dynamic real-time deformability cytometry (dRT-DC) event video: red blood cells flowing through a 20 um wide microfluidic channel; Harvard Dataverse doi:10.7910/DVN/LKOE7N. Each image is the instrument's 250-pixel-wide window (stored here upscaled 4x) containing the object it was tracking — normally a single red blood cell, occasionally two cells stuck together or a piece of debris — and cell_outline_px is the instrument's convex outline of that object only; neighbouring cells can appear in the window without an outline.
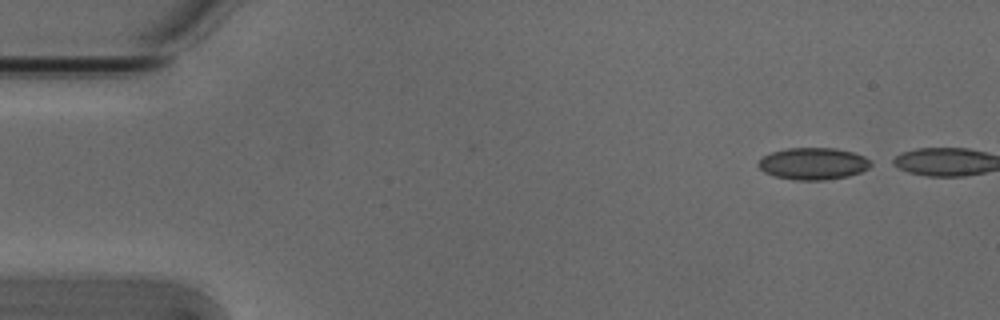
{"species": "Egyptian fruit bat (a non-hibernating species)", "species_latin": "Rousettus aegyptiacus", "temperature_condition": "cold", "stored_images_in_passage": 4, "camera_frame_rate_fps": 3000, "um_per_image_px": 0.085, "animal": {"sex": "male"}, "frame": {"image": 1, "passage_image": 1, "time_ms": 0.0, "image_size_px": [1000, 320], "cell_outline_px": [[876, 164], [860, 172], [848, 176], [824, 180], [796, 180], [776, 176], [764, 172], [756, 164], [764, 156], [772, 152], [788, 148], [836, 148], [852, 152], [864, 156]], "centroid_in_image_um": [69.16, 13.91], "position_along_channel_um": 15.8, "area_um2": 20.92}}